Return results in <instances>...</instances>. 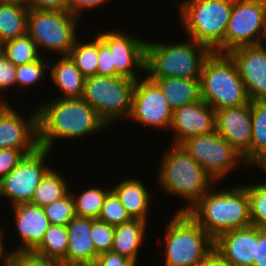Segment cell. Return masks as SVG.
<instances>
[{
  "instance_id": "1",
  "label": "cell",
  "mask_w": 266,
  "mask_h": 266,
  "mask_svg": "<svg viewBox=\"0 0 266 266\" xmlns=\"http://www.w3.org/2000/svg\"><path fill=\"white\" fill-rule=\"evenodd\" d=\"M37 109L39 148L52 151L56 139H80L108 125L83 98H56Z\"/></svg>"
},
{
  "instance_id": "2",
  "label": "cell",
  "mask_w": 266,
  "mask_h": 266,
  "mask_svg": "<svg viewBox=\"0 0 266 266\" xmlns=\"http://www.w3.org/2000/svg\"><path fill=\"white\" fill-rule=\"evenodd\" d=\"M240 185L208 191L187 211L213 240L230 230L252 225L247 189Z\"/></svg>"
},
{
  "instance_id": "3",
  "label": "cell",
  "mask_w": 266,
  "mask_h": 266,
  "mask_svg": "<svg viewBox=\"0 0 266 266\" xmlns=\"http://www.w3.org/2000/svg\"><path fill=\"white\" fill-rule=\"evenodd\" d=\"M158 172V182L166 193L180 196L189 204L177 210L187 212L216 182L180 145H172L163 153Z\"/></svg>"
},
{
  "instance_id": "4",
  "label": "cell",
  "mask_w": 266,
  "mask_h": 266,
  "mask_svg": "<svg viewBox=\"0 0 266 266\" xmlns=\"http://www.w3.org/2000/svg\"><path fill=\"white\" fill-rule=\"evenodd\" d=\"M178 4L179 21L189 39L212 52L225 53V34L233 0H182Z\"/></svg>"
},
{
  "instance_id": "5",
  "label": "cell",
  "mask_w": 266,
  "mask_h": 266,
  "mask_svg": "<svg viewBox=\"0 0 266 266\" xmlns=\"http://www.w3.org/2000/svg\"><path fill=\"white\" fill-rule=\"evenodd\" d=\"M189 42L145 44V73L148 78L178 77L200 79L206 58L212 52L193 39Z\"/></svg>"
},
{
  "instance_id": "6",
  "label": "cell",
  "mask_w": 266,
  "mask_h": 266,
  "mask_svg": "<svg viewBox=\"0 0 266 266\" xmlns=\"http://www.w3.org/2000/svg\"><path fill=\"white\" fill-rule=\"evenodd\" d=\"M200 96L215 111L250 102L235 61L228 53L211 52L200 75Z\"/></svg>"
},
{
  "instance_id": "7",
  "label": "cell",
  "mask_w": 266,
  "mask_h": 266,
  "mask_svg": "<svg viewBox=\"0 0 266 266\" xmlns=\"http://www.w3.org/2000/svg\"><path fill=\"white\" fill-rule=\"evenodd\" d=\"M165 233V266H200L214 247V240L187 212H176Z\"/></svg>"
},
{
  "instance_id": "8",
  "label": "cell",
  "mask_w": 266,
  "mask_h": 266,
  "mask_svg": "<svg viewBox=\"0 0 266 266\" xmlns=\"http://www.w3.org/2000/svg\"><path fill=\"white\" fill-rule=\"evenodd\" d=\"M78 22L79 18L69 11L30 8L27 34L36 42L40 54L47 49L49 52H59L61 56H69L77 39Z\"/></svg>"
},
{
  "instance_id": "9",
  "label": "cell",
  "mask_w": 266,
  "mask_h": 266,
  "mask_svg": "<svg viewBox=\"0 0 266 266\" xmlns=\"http://www.w3.org/2000/svg\"><path fill=\"white\" fill-rule=\"evenodd\" d=\"M135 81L122 76L85 77L82 98L107 125L121 117L129 119Z\"/></svg>"
},
{
  "instance_id": "10",
  "label": "cell",
  "mask_w": 266,
  "mask_h": 266,
  "mask_svg": "<svg viewBox=\"0 0 266 266\" xmlns=\"http://www.w3.org/2000/svg\"><path fill=\"white\" fill-rule=\"evenodd\" d=\"M179 145L195 159L216 184L235 169L238 162L247 165L243 156L216 131L189 137Z\"/></svg>"
},
{
  "instance_id": "11",
  "label": "cell",
  "mask_w": 266,
  "mask_h": 266,
  "mask_svg": "<svg viewBox=\"0 0 266 266\" xmlns=\"http://www.w3.org/2000/svg\"><path fill=\"white\" fill-rule=\"evenodd\" d=\"M266 32V0H233L225 34V53L259 45Z\"/></svg>"
},
{
  "instance_id": "12",
  "label": "cell",
  "mask_w": 266,
  "mask_h": 266,
  "mask_svg": "<svg viewBox=\"0 0 266 266\" xmlns=\"http://www.w3.org/2000/svg\"><path fill=\"white\" fill-rule=\"evenodd\" d=\"M50 150L38 148L24 156L18 165L0 180V197L8 198L12 206L30 203L35 189L52 169L46 163Z\"/></svg>"
},
{
  "instance_id": "13",
  "label": "cell",
  "mask_w": 266,
  "mask_h": 266,
  "mask_svg": "<svg viewBox=\"0 0 266 266\" xmlns=\"http://www.w3.org/2000/svg\"><path fill=\"white\" fill-rule=\"evenodd\" d=\"M129 118L165 131L171 127L173 110L159 86L147 76L135 81Z\"/></svg>"
},
{
  "instance_id": "14",
  "label": "cell",
  "mask_w": 266,
  "mask_h": 266,
  "mask_svg": "<svg viewBox=\"0 0 266 266\" xmlns=\"http://www.w3.org/2000/svg\"><path fill=\"white\" fill-rule=\"evenodd\" d=\"M0 149L20 150L25 156L39 148L37 109L23 118L2 98L0 100Z\"/></svg>"
},
{
  "instance_id": "15",
  "label": "cell",
  "mask_w": 266,
  "mask_h": 266,
  "mask_svg": "<svg viewBox=\"0 0 266 266\" xmlns=\"http://www.w3.org/2000/svg\"><path fill=\"white\" fill-rule=\"evenodd\" d=\"M97 36L109 47L115 65V76L136 81L140 79L135 70L145 72L146 41L124 32L104 31Z\"/></svg>"
},
{
  "instance_id": "16",
  "label": "cell",
  "mask_w": 266,
  "mask_h": 266,
  "mask_svg": "<svg viewBox=\"0 0 266 266\" xmlns=\"http://www.w3.org/2000/svg\"><path fill=\"white\" fill-rule=\"evenodd\" d=\"M215 131L243 156L247 166L250 167L251 102L216 110Z\"/></svg>"
},
{
  "instance_id": "17",
  "label": "cell",
  "mask_w": 266,
  "mask_h": 266,
  "mask_svg": "<svg viewBox=\"0 0 266 266\" xmlns=\"http://www.w3.org/2000/svg\"><path fill=\"white\" fill-rule=\"evenodd\" d=\"M228 54L236 63L250 102L266 100V52L261 45L238 47Z\"/></svg>"
},
{
  "instance_id": "18",
  "label": "cell",
  "mask_w": 266,
  "mask_h": 266,
  "mask_svg": "<svg viewBox=\"0 0 266 266\" xmlns=\"http://www.w3.org/2000/svg\"><path fill=\"white\" fill-rule=\"evenodd\" d=\"M174 131V145L189 137L206 135L215 131V110L202 99L173 111L170 129Z\"/></svg>"
},
{
  "instance_id": "19",
  "label": "cell",
  "mask_w": 266,
  "mask_h": 266,
  "mask_svg": "<svg viewBox=\"0 0 266 266\" xmlns=\"http://www.w3.org/2000/svg\"><path fill=\"white\" fill-rule=\"evenodd\" d=\"M256 226L230 230L214 240V248L233 266H253L256 257Z\"/></svg>"
},
{
  "instance_id": "20",
  "label": "cell",
  "mask_w": 266,
  "mask_h": 266,
  "mask_svg": "<svg viewBox=\"0 0 266 266\" xmlns=\"http://www.w3.org/2000/svg\"><path fill=\"white\" fill-rule=\"evenodd\" d=\"M21 246L14 251H33L43 240L50 223L44 209L31 203L12 206Z\"/></svg>"
},
{
  "instance_id": "21",
  "label": "cell",
  "mask_w": 266,
  "mask_h": 266,
  "mask_svg": "<svg viewBox=\"0 0 266 266\" xmlns=\"http://www.w3.org/2000/svg\"><path fill=\"white\" fill-rule=\"evenodd\" d=\"M94 218L74 216L66 225L68 232V248L65 266H76L96 262L99 255L90 237V229Z\"/></svg>"
},
{
  "instance_id": "22",
  "label": "cell",
  "mask_w": 266,
  "mask_h": 266,
  "mask_svg": "<svg viewBox=\"0 0 266 266\" xmlns=\"http://www.w3.org/2000/svg\"><path fill=\"white\" fill-rule=\"evenodd\" d=\"M111 189L132 219L147 221L151 195L143 182L137 178H125Z\"/></svg>"
},
{
  "instance_id": "23",
  "label": "cell",
  "mask_w": 266,
  "mask_h": 266,
  "mask_svg": "<svg viewBox=\"0 0 266 266\" xmlns=\"http://www.w3.org/2000/svg\"><path fill=\"white\" fill-rule=\"evenodd\" d=\"M50 78L62 96L57 98H82L85 76L70 56H61L53 65L49 63Z\"/></svg>"
},
{
  "instance_id": "24",
  "label": "cell",
  "mask_w": 266,
  "mask_h": 266,
  "mask_svg": "<svg viewBox=\"0 0 266 266\" xmlns=\"http://www.w3.org/2000/svg\"><path fill=\"white\" fill-rule=\"evenodd\" d=\"M147 221L132 219L115 227L112 251L131 260L135 265L138 262L140 247L144 243Z\"/></svg>"
},
{
  "instance_id": "25",
  "label": "cell",
  "mask_w": 266,
  "mask_h": 266,
  "mask_svg": "<svg viewBox=\"0 0 266 266\" xmlns=\"http://www.w3.org/2000/svg\"><path fill=\"white\" fill-rule=\"evenodd\" d=\"M150 79L159 86L173 111L183 105L201 100L199 79L178 77Z\"/></svg>"
},
{
  "instance_id": "26",
  "label": "cell",
  "mask_w": 266,
  "mask_h": 266,
  "mask_svg": "<svg viewBox=\"0 0 266 266\" xmlns=\"http://www.w3.org/2000/svg\"><path fill=\"white\" fill-rule=\"evenodd\" d=\"M29 7L26 4L0 0V42L2 44L27 34Z\"/></svg>"
},
{
  "instance_id": "27",
  "label": "cell",
  "mask_w": 266,
  "mask_h": 266,
  "mask_svg": "<svg viewBox=\"0 0 266 266\" xmlns=\"http://www.w3.org/2000/svg\"><path fill=\"white\" fill-rule=\"evenodd\" d=\"M250 166L266 168V100L251 102Z\"/></svg>"
},
{
  "instance_id": "28",
  "label": "cell",
  "mask_w": 266,
  "mask_h": 266,
  "mask_svg": "<svg viewBox=\"0 0 266 266\" xmlns=\"http://www.w3.org/2000/svg\"><path fill=\"white\" fill-rule=\"evenodd\" d=\"M61 175L52 168L36 187L30 203L44 208L66 196L69 193L70 185Z\"/></svg>"
},
{
  "instance_id": "29",
  "label": "cell",
  "mask_w": 266,
  "mask_h": 266,
  "mask_svg": "<svg viewBox=\"0 0 266 266\" xmlns=\"http://www.w3.org/2000/svg\"><path fill=\"white\" fill-rule=\"evenodd\" d=\"M68 248V232L66 226L50 225L41 243L34 253L48 259L62 262L66 258Z\"/></svg>"
},
{
  "instance_id": "30",
  "label": "cell",
  "mask_w": 266,
  "mask_h": 266,
  "mask_svg": "<svg viewBox=\"0 0 266 266\" xmlns=\"http://www.w3.org/2000/svg\"><path fill=\"white\" fill-rule=\"evenodd\" d=\"M3 54L16 67L34 62L42 56L36 42L28 34L4 43Z\"/></svg>"
},
{
  "instance_id": "31",
  "label": "cell",
  "mask_w": 266,
  "mask_h": 266,
  "mask_svg": "<svg viewBox=\"0 0 266 266\" xmlns=\"http://www.w3.org/2000/svg\"><path fill=\"white\" fill-rule=\"evenodd\" d=\"M107 189V187L106 190L98 187H89L87 190L82 191L79 196L75 195V193L70 190L69 192L74 201L75 216L98 219L104 199L107 193L111 190Z\"/></svg>"
},
{
  "instance_id": "32",
  "label": "cell",
  "mask_w": 266,
  "mask_h": 266,
  "mask_svg": "<svg viewBox=\"0 0 266 266\" xmlns=\"http://www.w3.org/2000/svg\"><path fill=\"white\" fill-rule=\"evenodd\" d=\"M69 56L85 77L96 75L98 66V36L86 43H81V41L79 42L76 39Z\"/></svg>"
},
{
  "instance_id": "33",
  "label": "cell",
  "mask_w": 266,
  "mask_h": 266,
  "mask_svg": "<svg viewBox=\"0 0 266 266\" xmlns=\"http://www.w3.org/2000/svg\"><path fill=\"white\" fill-rule=\"evenodd\" d=\"M249 199L251 224L266 228V180L245 186Z\"/></svg>"
},
{
  "instance_id": "34",
  "label": "cell",
  "mask_w": 266,
  "mask_h": 266,
  "mask_svg": "<svg viewBox=\"0 0 266 266\" xmlns=\"http://www.w3.org/2000/svg\"><path fill=\"white\" fill-rule=\"evenodd\" d=\"M98 220L108 223L111 226H120L132 220L119 197L111 189L103 202L101 213Z\"/></svg>"
},
{
  "instance_id": "35",
  "label": "cell",
  "mask_w": 266,
  "mask_h": 266,
  "mask_svg": "<svg viewBox=\"0 0 266 266\" xmlns=\"http://www.w3.org/2000/svg\"><path fill=\"white\" fill-rule=\"evenodd\" d=\"M43 209L50 225L66 226L75 216L74 201L70 192L62 199L52 202Z\"/></svg>"
},
{
  "instance_id": "36",
  "label": "cell",
  "mask_w": 266,
  "mask_h": 266,
  "mask_svg": "<svg viewBox=\"0 0 266 266\" xmlns=\"http://www.w3.org/2000/svg\"><path fill=\"white\" fill-rule=\"evenodd\" d=\"M49 61L44 57L40 59L18 66L16 68V86L22 85L25 87L35 85L41 79H43L45 75V68H49Z\"/></svg>"
},
{
  "instance_id": "37",
  "label": "cell",
  "mask_w": 266,
  "mask_h": 266,
  "mask_svg": "<svg viewBox=\"0 0 266 266\" xmlns=\"http://www.w3.org/2000/svg\"><path fill=\"white\" fill-rule=\"evenodd\" d=\"M115 227L106 222L94 219L90 229V237L98 254L108 252L113 247Z\"/></svg>"
},
{
  "instance_id": "38",
  "label": "cell",
  "mask_w": 266,
  "mask_h": 266,
  "mask_svg": "<svg viewBox=\"0 0 266 266\" xmlns=\"http://www.w3.org/2000/svg\"><path fill=\"white\" fill-rule=\"evenodd\" d=\"M6 266H65L62 262L45 258L33 251H10Z\"/></svg>"
},
{
  "instance_id": "39",
  "label": "cell",
  "mask_w": 266,
  "mask_h": 266,
  "mask_svg": "<svg viewBox=\"0 0 266 266\" xmlns=\"http://www.w3.org/2000/svg\"><path fill=\"white\" fill-rule=\"evenodd\" d=\"M97 75L114 77L115 65L109 47L98 37Z\"/></svg>"
},
{
  "instance_id": "40",
  "label": "cell",
  "mask_w": 266,
  "mask_h": 266,
  "mask_svg": "<svg viewBox=\"0 0 266 266\" xmlns=\"http://www.w3.org/2000/svg\"><path fill=\"white\" fill-rule=\"evenodd\" d=\"M24 156L20 150L0 149V180L14 169Z\"/></svg>"
},
{
  "instance_id": "41",
  "label": "cell",
  "mask_w": 266,
  "mask_h": 266,
  "mask_svg": "<svg viewBox=\"0 0 266 266\" xmlns=\"http://www.w3.org/2000/svg\"><path fill=\"white\" fill-rule=\"evenodd\" d=\"M16 68L4 54L0 57V92L16 86Z\"/></svg>"
},
{
  "instance_id": "42",
  "label": "cell",
  "mask_w": 266,
  "mask_h": 266,
  "mask_svg": "<svg viewBox=\"0 0 266 266\" xmlns=\"http://www.w3.org/2000/svg\"><path fill=\"white\" fill-rule=\"evenodd\" d=\"M96 263L99 266H136L131 260L112 250L99 254Z\"/></svg>"
},
{
  "instance_id": "43",
  "label": "cell",
  "mask_w": 266,
  "mask_h": 266,
  "mask_svg": "<svg viewBox=\"0 0 266 266\" xmlns=\"http://www.w3.org/2000/svg\"><path fill=\"white\" fill-rule=\"evenodd\" d=\"M27 6L38 10L69 11V0H28Z\"/></svg>"
},
{
  "instance_id": "44",
  "label": "cell",
  "mask_w": 266,
  "mask_h": 266,
  "mask_svg": "<svg viewBox=\"0 0 266 266\" xmlns=\"http://www.w3.org/2000/svg\"><path fill=\"white\" fill-rule=\"evenodd\" d=\"M256 244L253 266H266V228L256 227Z\"/></svg>"
},
{
  "instance_id": "45",
  "label": "cell",
  "mask_w": 266,
  "mask_h": 266,
  "mask_svg": "<svg viewBox=\"0 0 266 266\" xmlns=\"http://www.w3.org/2000/svg\"><path fill=\"white\" fill-rule=\"evenodd\" d=\"M109 0H69V12L79 18L82 11L91 10L95 7L102 6Z\"/></svg>"
},
{
  "instance_id": "46",
  "label": "cell",
  "mask_w": 266,
  "mask_h": 266,
  "mask_svg": "<svg viewBox=\"0 0 266 266\" xmlns=\"http://www.w3.org/2000/svg\"><path fill=\"white\" fill-rule=\"evenodd\" d=\"M200 266H233L226 258H224L214 247L205 256Z\"/></svg>"
},
{
  "instance_id": "47",
  "label": "cell",
  "mask_w": 266,
  "mask_h": 266,
  "mask_svg": "<svg viewBox=\"0 0 266 266\" xmlns=\"http://www.w3.org/2000/svg\"><path fill=\"white\" fill-rule=\"evenodd\" d=\"M3 235H4V233L0 229V261H3L2 266L6 265V255H7L5 250H4L6 247H4V245H3L4 244L3 242H5V241H3V238H4Z\"/></svg>"
},
{
  "instance_id": "48",
  "label": "cell",
  "mask_w": 266,
  "mask_h": 266,
  "mask_svg": "<svg viewBox=\"0 0 266 266\" xmlns=\"http://www.w3.org/2000/svg\"><path fill=\"white\" fill-rule=\"evenodd\" d=\"M264 42H266V32H265V34L263 35V37H262V39H261V42H260V45H261V47L265 50V52H266V43H265V45H264Z\"/></svg>"
},
{
  "instance_id": "49",
  "label": "cell",
  "mask_w": 266,
  "mask_h": 266,
  "mask_svg": "<svg viewBox=\"0 0 266 266\" xmlns=\"http://www.w3.org/2000/svg\"><path fill=\"white\" fill-rule=\"evenodd\" d=\"M76 266H99V265L96 262H91V263L79 264Z\"/></svg>"
},
{
  "instance_id": "50",
  "label": "cell",
  "mask_w": 266,
  "mask_h": 266,
  "mask_svg": "<svg viewBox=\"0 0 266 266\" xmlns=\"http://www.w3.org/2000/svg\"><path fill=\"white\" fill-rule=\"evenodd\" d=\"M6 1H15V2H20V3L26 4V5L28 3V0H6Z\"/></svg>"
},
{
  "instance_id": "51",
  "label": "cell",
  "mask_w": 266,
  "mask_h": 266,
  "mask_svg": "<svg viewBox=\"0 0 266 266\" xmlns=\"http://www.w3.org/2000/svg\"><path fill=\"white\" fill-rule=\"evenodd\" d=\"M3 55V44L0 42V57Z\"/></svg>"
}]
</instances>
